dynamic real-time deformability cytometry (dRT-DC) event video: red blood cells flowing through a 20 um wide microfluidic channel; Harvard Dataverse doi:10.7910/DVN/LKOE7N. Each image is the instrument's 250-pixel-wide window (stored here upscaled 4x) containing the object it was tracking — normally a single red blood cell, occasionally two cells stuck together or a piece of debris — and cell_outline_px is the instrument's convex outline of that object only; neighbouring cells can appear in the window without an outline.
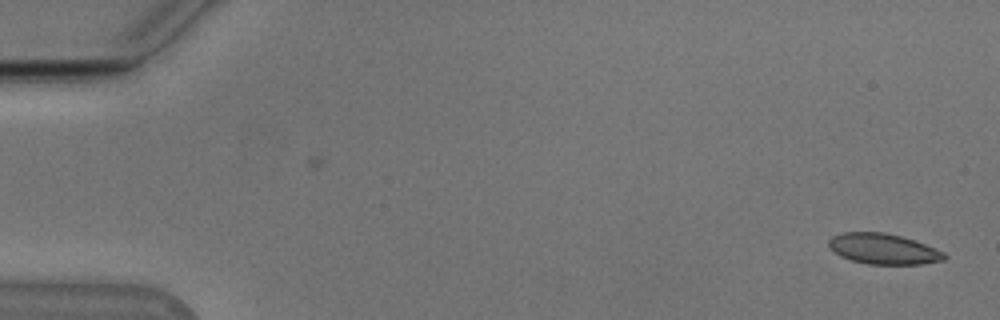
{"species": "Egyptian fruit bat (a non-hibernating species)", "species_latin": "Rousettus aegyptiacus", "temperature_condition": "cold", "stored_images_in_passage": 53, "camera_frame_rate_fps": 3000, "um_per_image_px": 0.085, "animal": {"sex": "male"}, "frame": {"image": 1, "passage_image": 1, "time_ms": 0.0, "image_size_px": [1000, 320], "cell_outline_px": [[948, 256], [944, 260], [920, 264], [868, 264], [852, 260], [840, 256], [828, 244], [828, 240], [832, 236], [840, 232], [884, 232], [900, 236], [924, 244], [944, 252]], "centroid_in_image_um": [75.07, 21.15], "position_along_channel_um": 9.9, "area_um2": 20.4}}
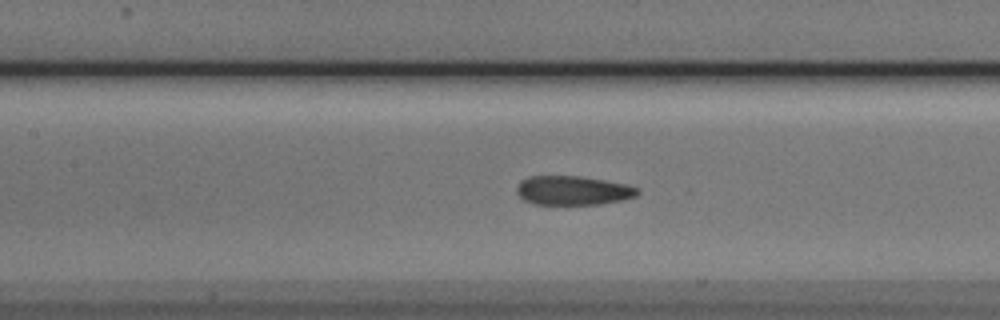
{"frame": {"image": 2, "passage_image": 24, "time_ms": 7.667, "image_size_px": [1000, 320], "cell_outline_px": [[640, 192], [636, 196], [624, 200], [600, 204], [532, 204], [524, 200], [516, 192], [516, 188], [520, 180], [528, 176], [580, 176], [604, 180], [624, 184], [640, 188]], "centroid_in_image_um": [48.69, 16.19], "position_along_channel_um": 158.7, "area_um2": 20.63}}
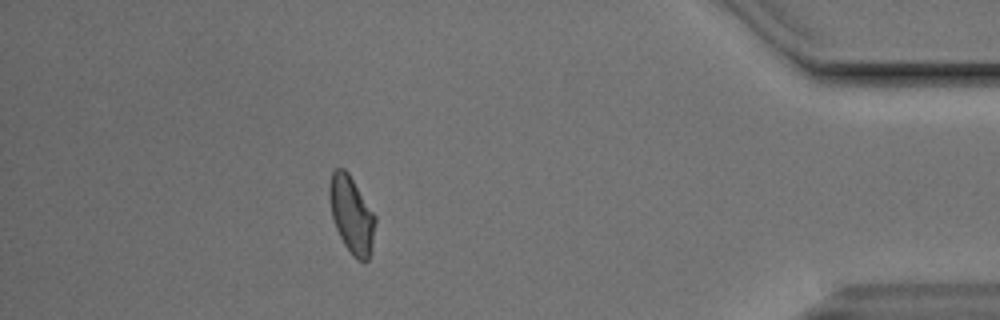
{"frame": {"image": 3, "passage_image": 47, "time_ms": 15.333, "image_size_px": [1000, 320], "cell_outline_px": [[376, 220], [372, 244], [368, 260], [356, 260], [352, 256], [344, 244], [336, 228], [332, 216], [328, 196], [328, 184], [332, 172], [336, 168], [344, 168], [348, 172], [376, 216]], "centroid_in_image_um": [29.86, 18.22], "position_along_channel_um": 405.3, "area_um2": 20.52}, "authors_computed_cell_mechanics": {"area_um2": 20.808, "velocity_mm_per_s": 3.8225, "shape_relaxation_time_tau1_ms": 6.5812, "shape_relaxation_time_tau2_ms": 2.456, "deformation_change_tau1": 0.1463, "deformation_change_tau2": 0.0798}}